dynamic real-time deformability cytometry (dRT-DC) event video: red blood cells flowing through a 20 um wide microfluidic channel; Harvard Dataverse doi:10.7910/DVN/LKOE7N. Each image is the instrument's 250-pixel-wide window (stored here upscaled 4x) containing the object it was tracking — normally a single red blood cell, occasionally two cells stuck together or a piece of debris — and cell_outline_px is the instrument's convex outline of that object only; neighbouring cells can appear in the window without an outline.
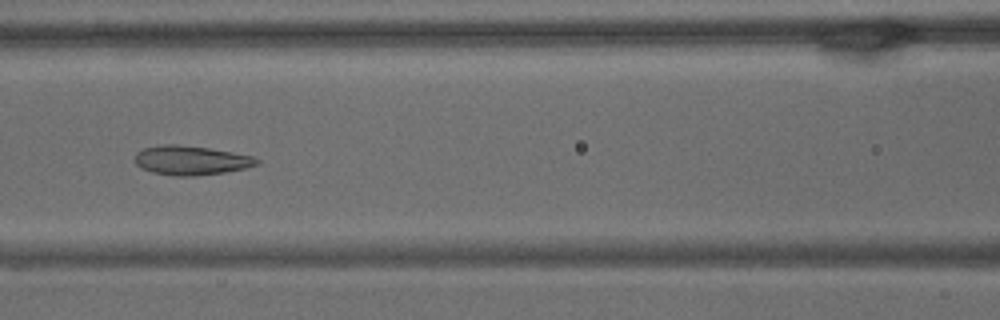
{"species": "common noctule bat (a hibernating species)", "species_latin": "Nyctalus noctula", "temperature_condition": "warm", "stored_images_in_passage": 60, "camera_frame_rate_fps": 3000, "um_per_image_px": 0.085, "animal": {"sex": "male", "body_mass_g": 15.6}, "frame": {"image": 1, "passage_image": 26, "time_ms": 8.333, "image_size_px": [1000, 320], "cell_outline_px": [[260, 164], [244, 168], [224, 172], [196, 176], [172, 176], [152, 172], [140, 168], [136, 164], [136, 152], [144, 148], [160, 144], [176, 144], [208, 148], [232, 152], [252, 156], [260, 160]], "centroid_in_image_um": [16.22, 13.63], "position_along_channel_um": 150.4, "area_um2": 20.81}}
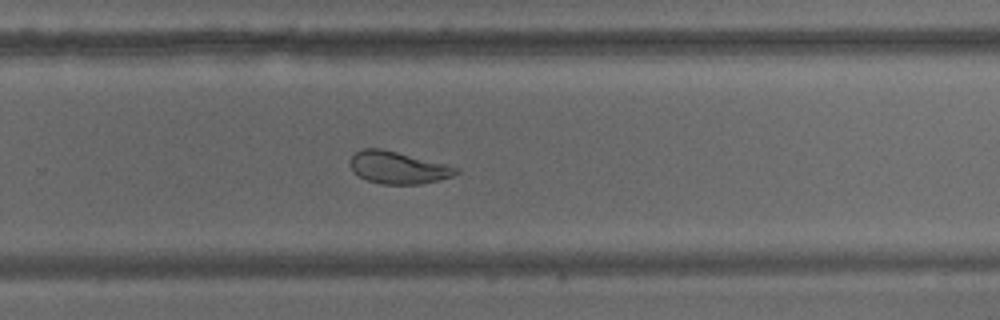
{"frame": {"image": 2, "passage_image": 39, "time_ms": 12.667, "image_size_px": [1000, 320], "cell_outline_px": [[460, 172], [452, 176], [420, 184], [380, 184], [368, 180], [360, 176], [352, 168], [352, 156], [356, 152], [364, 148], [380, 148], [460, 168]], "centroid_in_image_um": [33.85, 14.25], "position_along_channel_um": 295.9, "area_um2": 19.31}}
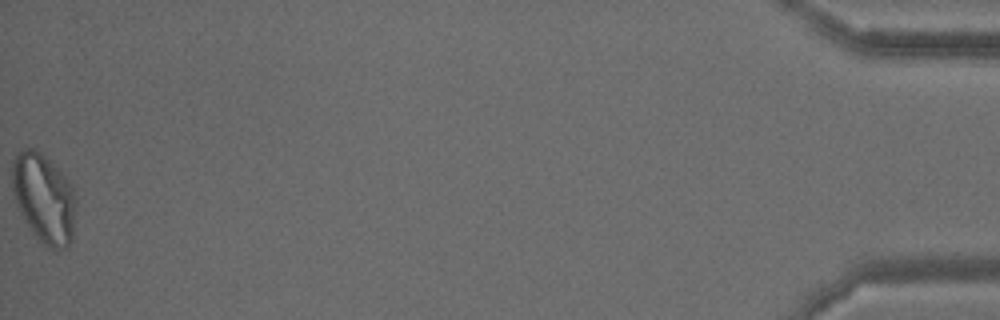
{"frame": {"image": 3, "passage_image": 60, "time_ms": 19.667, "image_size_px": [1000, 320], "cell_outline_px": [[76, 204], [72, 240], [68, 248], [56, 252], [44, 248], [24, 220], [20, 212], [12, 188], [12, 164], [16, 156], [24, 148], [32, 148], [40, 152], [72, 184], [76, 200]], "centroid_in_image_um": [3.76, 16.94], "position_along_channel_um": 431.4, "area_um2": 33.41}, "authors_computed_cell_mechanics": {"area_um2": 25.0274, "velocity_mm_per_s": 3.3651, "shape_relaxation_time_tau1_ms": null, "shape_relaxation_time_tau2_ms": 2.1152, "deformation_change_tau1": null, "deformation_change_tau2": 0.072}}